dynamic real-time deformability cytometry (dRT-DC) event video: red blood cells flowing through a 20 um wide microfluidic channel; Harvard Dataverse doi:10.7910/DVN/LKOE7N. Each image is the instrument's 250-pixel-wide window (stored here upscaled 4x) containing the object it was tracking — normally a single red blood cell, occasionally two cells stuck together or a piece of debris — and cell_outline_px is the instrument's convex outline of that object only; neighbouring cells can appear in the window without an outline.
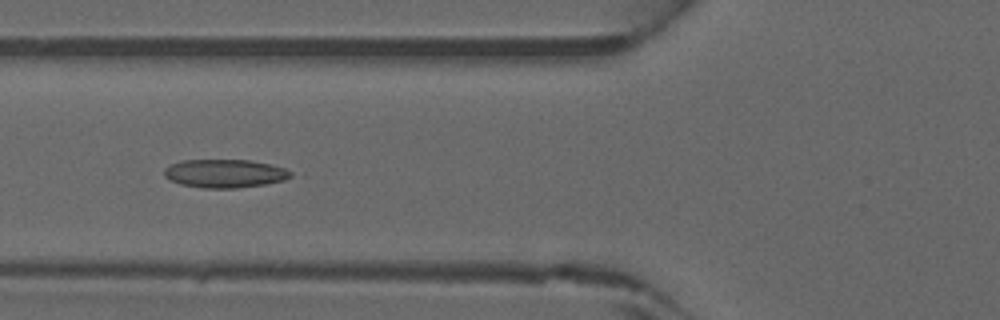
{"species": "common noctule bat (a hibernating species)", "species_latin": "Nyctalus noctula", "temperature_condition": "warm", "stored_images_in_passage": 46, "camera_frame_rate_fps": 3000, "um_per_image_px": 0.085, "animal": {"sex": "male", "forearm_length_mm": 52.5}, "frame": {"image": 1, "passage_image": 18, "time_ms": 5.667, "image_size_px": [1000, 320], "cell_outline_px": [[292, 176], [284, 180], [264, 184], [236, 188], [200, 188], [180, 184], [164, 176], [164, 168], [180, 160], [252, 160], [272, 164], [284, 168], [292, 172]], "centroid_in_image_um": [19.11, 14.74], "position_along_channel_um": 106.7, "area_um2": 20.98}}
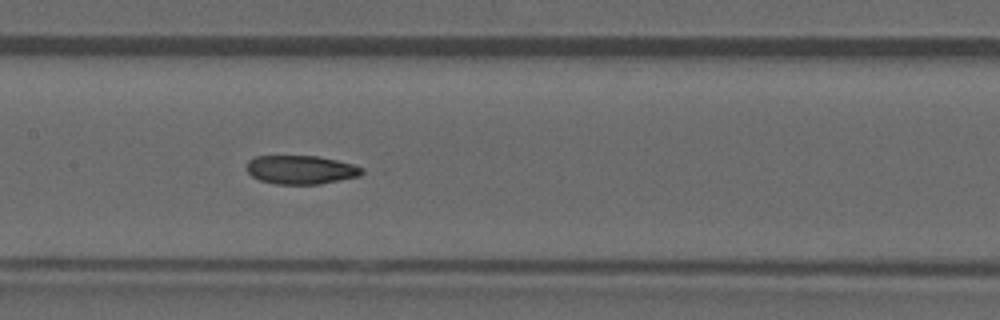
{"frame": {"image": 2, "passage_image": 23, "time_ms": 7.333, "image_size_px": [1000, 320], "cell_outline_px": [[368, 172], [360, 176], [320, 184], [276, 184], [260, 180], [252, 176], [244, 168], [248, 160], [256, 156], [316, 156], [336, 160], [352, 164], [364, 168]], "centroid_in_image_um": [25.59, 14.43], "position_along_channel_um": 181.8, "area_um2": 19.48}}
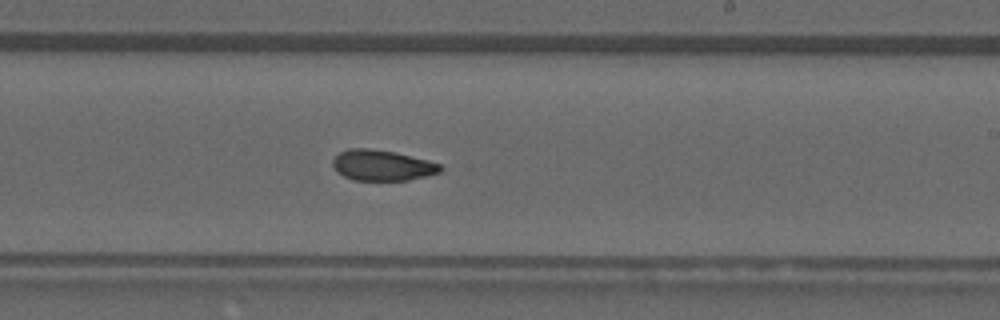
{"frame": {"image": 3, "passage_image": 28, "time_ms": 9.0, "image_size_px": [1000, 320], "cell_outline_px": [[444, 168], [440, 172], [408, 180], [356, 180], [344, 176], [332, 164], [332, 160], [340, 152], [348, 148], [368, 148], [396, 152], [428, 160], [440, 164]], "centroid_in_image_um": [32.51, 14.04], "position_along_channel_um": 256.5, "area_um2": 19.07}}